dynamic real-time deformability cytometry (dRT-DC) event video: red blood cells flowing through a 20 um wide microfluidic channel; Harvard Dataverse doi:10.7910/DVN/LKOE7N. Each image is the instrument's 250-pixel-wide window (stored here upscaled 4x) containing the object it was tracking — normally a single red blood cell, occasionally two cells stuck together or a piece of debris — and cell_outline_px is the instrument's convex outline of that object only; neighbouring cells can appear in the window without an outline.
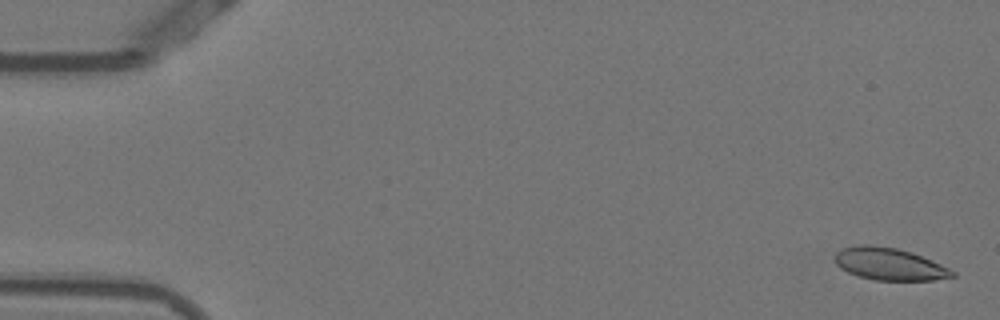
{"species": "Egyptian fruit bat (a non-hibernating species)", "species_latin": "Rousettus aegyptiacus", "temperature_condition": "warm", "stored_images_in_passage": 53, "camera_frame_rate_fps": 3000, "um_per_image_px": 0.085, "animal": {"sex": "female"}, "frame": {"image": 1, "passage_image": 2, "time_ms": 0.333, "image_size_px": [1000, 320], "cell_outline_px": [[956, 276], [932, 280], [876, 280], [860, 276], [848, 272], [840, 268], [832, 260], [836, 252], [844, 248], [860, 244], [868, 244], [896, 248], [912, 252], [932, 260], [956, 272]], "centroid_in_image_um": [75.57, 22.43], "position_along_channel_um": 9.4, "area_um2": 22.08}}
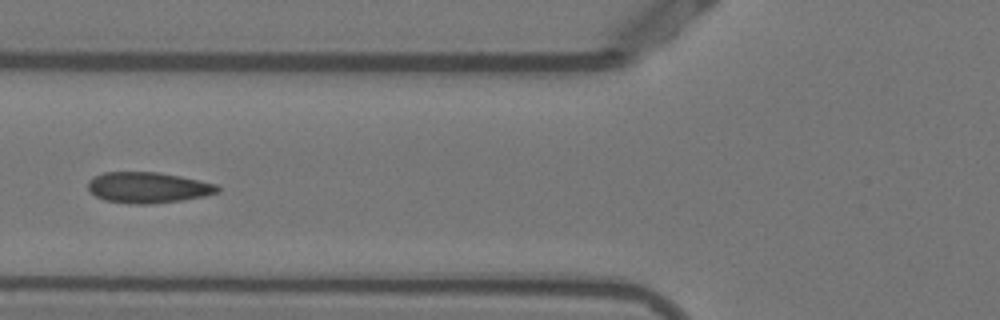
{"frame": {"image": 2, "passage_image": 21, "time_ms": 6.667, "image_size_px": [1000, 320], "cell_outline_px": [[220, 192], [204, 196], [180, 200], [148, 204], [136, 204], [104, 200], [88, 192], [88, 180], [92, 176], [104, 172], [160, 172], [180, 176], [216, 184], [220, 188]], "centroid_in_image_um": [12.54, 15.93], "position_along_channel_um": 113.3, "area_um2": 23.35}}
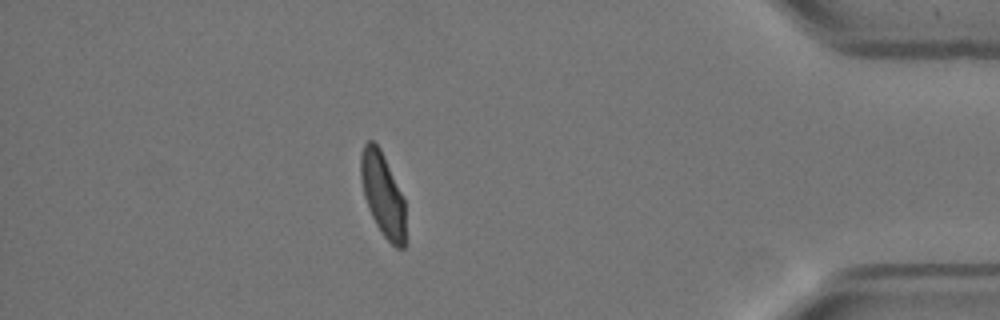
{"frame": {"image": 3, "passage_image": 47, "time_ms": 15.333, "image_size_px": [1000, 320], "cell_outline_px": [[404, 248], [396, 248], [384, 236], [376, 224], [368, 208], [364, 196], [360, 176], [360, 156], [364, 144], [368, 140], [372, 140], [380, 148], [404, 200]], "centroid_in_image_um": [32.5, 16.5], "position_along_channel_um": 402.7, "area_um2": 21.33}, "authors_computed_cell_mechanics": {"area_um2": 22.8888, "velocity_mm_per_s": 3.8323, "shape_relaxation_time_tau1_ms": 5.9311, "shape_relaxation_time_tau2_ms": null, "deformation_change_tau1": 0.1746, "deformation_change_tau2": null}}